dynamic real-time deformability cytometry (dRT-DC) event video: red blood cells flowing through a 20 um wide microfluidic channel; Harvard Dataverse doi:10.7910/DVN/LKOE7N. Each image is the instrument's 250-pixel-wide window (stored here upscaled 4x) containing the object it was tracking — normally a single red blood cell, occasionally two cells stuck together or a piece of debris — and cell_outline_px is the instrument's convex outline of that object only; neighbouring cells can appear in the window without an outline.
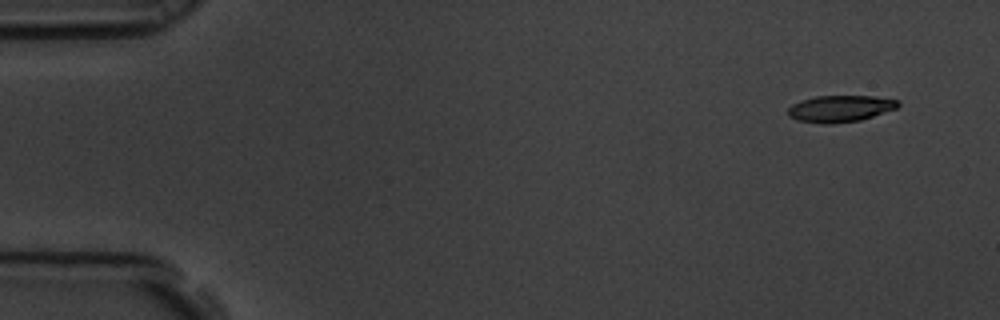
{"species": "common noctule bat (a hibernating species)", "species_latin": "Nyctalus noctula", "temperature_condition": "room temperature", "stored_images_in_passage": 5, "camera_frame_rate_fps": 3000, "um_per_image_px": 0.085, "animal": {"sex": "male", "body_mass_g": 19.5, "forearm_length_mm": 54.6}, "frame": {"image": 1, "passage_image": 1, "time_ms": 0.0, "image_size_px": [1000, 320], "cell_outline_px": [[900, 104], [896, 108], [860, 120], [832, 124], [820, 124], [796, 120], [788, 116], [788, 108], [792, 104], [800, 100], [816, 96], [872, 96], [900, 100]], "centroid_in_image_um": [71.37, 9.23], "position_along_channel_um": 13.6, "area_um2": 17.17}}
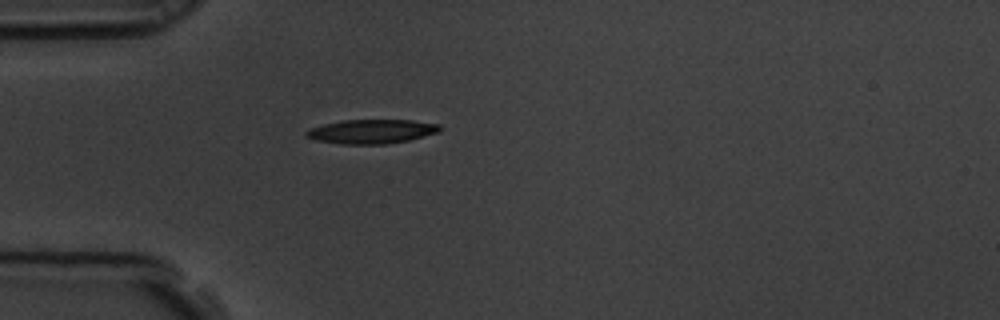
{"frame": {"image": 2, "passage_image": 5, "time_ms": 1.333, "image_size_px": [1000, 320], "cell_outline_px": [[440, 132], [408, 140], [384, 144], [340, 144], [316, 140], [304, 136], [304, 132], [312, 128], [324, 124], [344, 120], [412, 120], [440, 124]], "centroid_in_image_um": [31.58, 11.17], "position_along_channel_um": 53.4, "area_um2": 18.73}}